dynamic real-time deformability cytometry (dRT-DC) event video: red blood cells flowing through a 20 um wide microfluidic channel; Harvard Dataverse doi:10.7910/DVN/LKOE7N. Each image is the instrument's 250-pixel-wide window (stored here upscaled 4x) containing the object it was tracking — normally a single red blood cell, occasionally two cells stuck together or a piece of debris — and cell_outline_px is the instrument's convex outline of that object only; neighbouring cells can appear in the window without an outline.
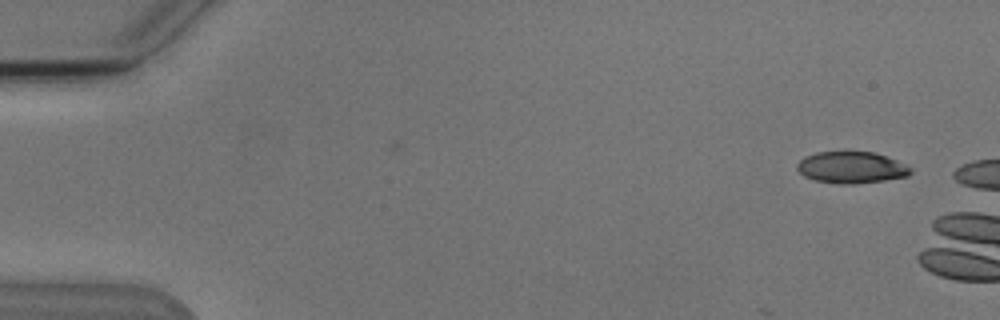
{"species": "Egyptian fruit bat (a non-hibernating species)", "species_latin": "Rousettus aegyptiacus", "temperature_condition": "cold", "stored_images_in_passage": 2, "camera_frame_rate_fps": 3000, "um_per_image_px": 0.085, "animal": {"sex": "male"}, "frame": {"image": 1, "passage_image": 1, "time_ms": 0.0, "image_size_px": [1000, 320], "cell_outline_px": [[912, 172], [908, 176], [884, 180], [852, 184], [840, 184], [816, 180], [804, 176], [796, 168], [796, 164], [804, 156], [816, 152], [872, 152], [896, 160], [912, 168]], "centroid_in_image_um": [72.35, 14.23], "position_along_channel_um": 12.7, "area_um2": 20.75}}